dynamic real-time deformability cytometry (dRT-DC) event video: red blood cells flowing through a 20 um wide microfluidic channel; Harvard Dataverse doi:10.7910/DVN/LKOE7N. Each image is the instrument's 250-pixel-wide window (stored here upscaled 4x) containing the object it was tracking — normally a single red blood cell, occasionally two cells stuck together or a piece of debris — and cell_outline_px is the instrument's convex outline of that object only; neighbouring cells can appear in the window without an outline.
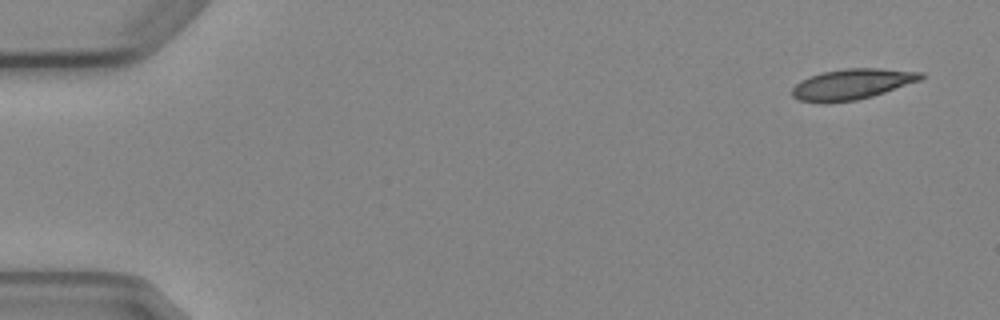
{"species": "Egyptian fruit bat (a non-hibernating species)", "species_latin": "Rousettus aegyptiacus", "temperature_condition": "cold", "stored_images_in_passage": 5, "camera_frame_rate_fps": 3000, "um_per_image_px": 0.085, "animal": {"sex": "female"}, "frame": {"image": 1, "passage_image": 1, "time_ms": 0.0, "image_size_px": [1000, 320], "cell_outline_px": [[928, 76], [920, 80], [872, 96], [856, 100], [800, 100], [792, 96], [792, 88], [800, 80], [824, 72], [844, 68], [880, 68], [924, 72]], "centroid_in_image_um": [72.52, 7.1], "position_along_channel_um": 12.5, "area_um2": 22.25}}
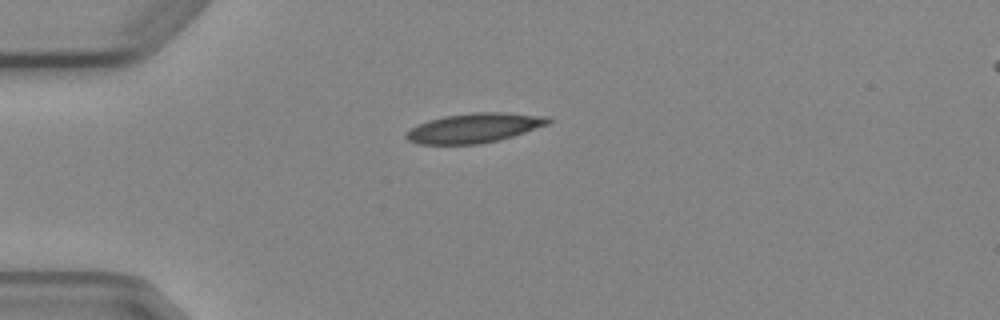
{"frame": {"image": 2, "passage_image": 4, "time_ms": 3.667, "image_size_px": [1000, 320], "cell_outline_px": [[552, 120], [548, 124], [500, 140], [480, 144], [420, 144], [408, 140], [404, 136], [412, 128], [428, 120], [444, 116], [476, 112], [504, 112], [548, 116]], "centroid_in_image_um": [40.34, 10.87], "position_along_channel_um": 44.7, "area_um2": 24.28}}